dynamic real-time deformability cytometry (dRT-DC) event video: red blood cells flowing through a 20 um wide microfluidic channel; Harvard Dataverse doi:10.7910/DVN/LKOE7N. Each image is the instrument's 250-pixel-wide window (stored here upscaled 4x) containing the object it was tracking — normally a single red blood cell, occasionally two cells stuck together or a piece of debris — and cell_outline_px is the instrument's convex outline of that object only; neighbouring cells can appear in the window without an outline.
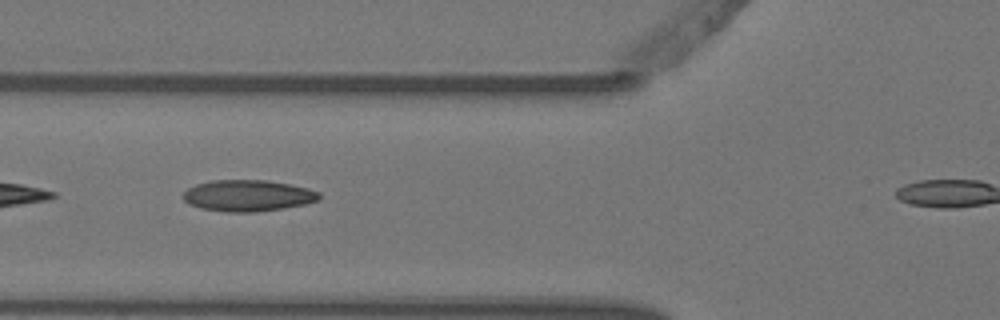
{"species": "Egyptian fruit bat (a non-hibernating species)", "species_latin": "Rousettus aegyptiacus", "temperature_condition": "warm", "stored_images_in_passage": 5, "camera_frame_rate_fps": 3000, "um_per_image_px": 0.085, "animal": {"sex": "female"}, "frame": {"image": 1, "passage_image": 4, "time_ms": 1.0, "image_size_px": [1000, 320], "cell_outline_px": [[320, 200], [304, 204], [284, 208], [256, 212], [228, 212], [200, 208], [188, 204], [180, 196], [188, 188], [196, 184], [212, 180], [264, 180], [288, 184], [308, 188], [320, 192]], "centroid_in_image_um": [21.04, 16.63], "position_along_channel_um": 104.8, "area_um2": 24.97}}